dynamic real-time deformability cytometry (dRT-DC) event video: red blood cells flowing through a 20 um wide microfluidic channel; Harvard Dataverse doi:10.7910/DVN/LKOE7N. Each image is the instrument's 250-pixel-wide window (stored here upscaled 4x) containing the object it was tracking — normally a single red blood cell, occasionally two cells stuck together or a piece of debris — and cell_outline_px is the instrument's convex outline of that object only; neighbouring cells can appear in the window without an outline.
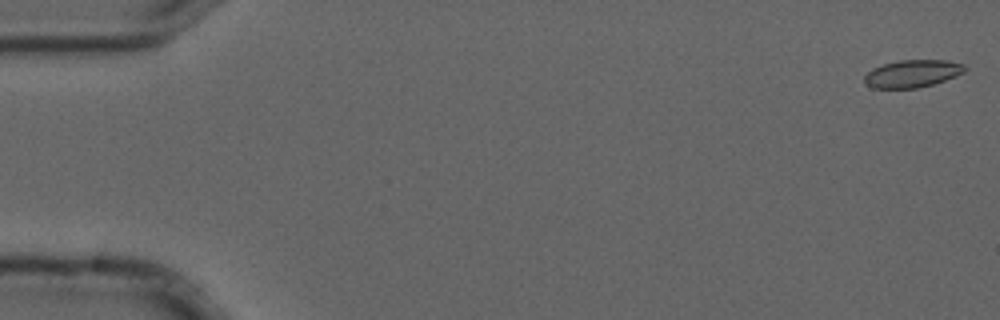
{"species": "common noctule bat (a hibernating species)", "species_latin": "Nyctalus noctula", "temperature_condition": "cold", "stored_images_in_passage": 5, "camera_frame_rate_fps": 3000, "um_per_image_px": 0.085, "animal": {"sex": "male", "forearm_length_mm": 52.5}, "frame": {"image": 1, "passage_image": 1, "time_ms": 0.0, "image_size_px": [1000, 320], "cell_outline_px": [[968, 68], [964, 72], [956, 76], [932, 84], [916, 88], [872, 88], [864, 80], [864, 76], [872, 68], [884, 64], [900, 60], [944, 60], [964, 64]], "centroid_in_image_um": [77.57, 6.25], "position_along_channel_um": 7.4, "area_um2": 15.95}}
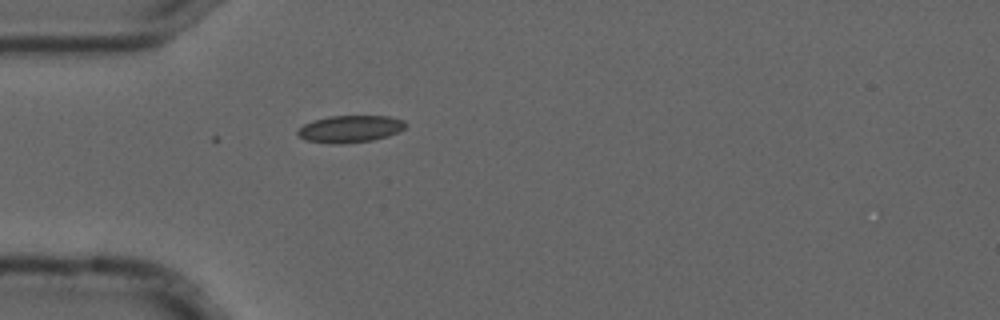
{"frame": {"image": 2, "passage_image": 5, "time_ms": 1.333, "image_size_px": [1000, 320], "cell_outline_px": [[408, 124], [400, 132], [388, 136], [372, 140], [340, 144], [332, 144], [304, 140], [296, 132], [304, 124], [312, 120], [328, 116], [388, 116], [404, 120]], "centroid_in_image_um": [29.77, 10.95], "position_along_channel_um": 55.2, "area_um2": 17.17}}